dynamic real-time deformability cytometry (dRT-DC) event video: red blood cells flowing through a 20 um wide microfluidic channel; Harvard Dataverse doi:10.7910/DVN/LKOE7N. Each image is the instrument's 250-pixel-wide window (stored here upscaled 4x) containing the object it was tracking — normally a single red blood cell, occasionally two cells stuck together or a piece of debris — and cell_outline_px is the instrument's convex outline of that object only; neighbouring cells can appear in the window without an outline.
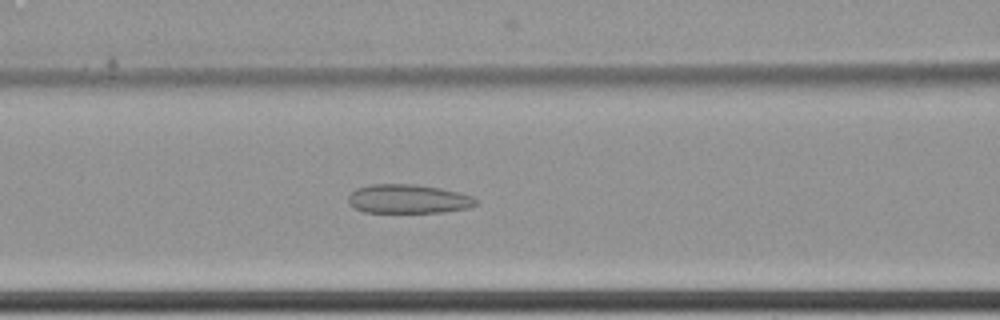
{"species": "common noctule bat (a hibernating species)", "species_latin": "Nyctalus noctula", "temperature_condition": "cold", "stored_images_in_passage": 66, "camera_frame_rate_fps": 3000, "um_per_image_px": 0.085, "animal": {"sex": "female", "body_mass_g": 22.7, "forearm_length_mm": 54.2}, "frame": {"image": 1, "passage_image": 32, "time_ms": 10.333, "image_size_px": [1000, 320], "cell_outline_px": [[480, 200], [476, 204], [468, 208], [444, 212], [364, 212], [352, 208], [348, 204], [348, 196], [356, 188], [372, 184], [412, 184], [440, 188], [460, 192], [472, 196]], "centroid_in_image_um": [34.69, 16.91], "position_along_channel_um": 131.9, "area_um2": 21.73}}
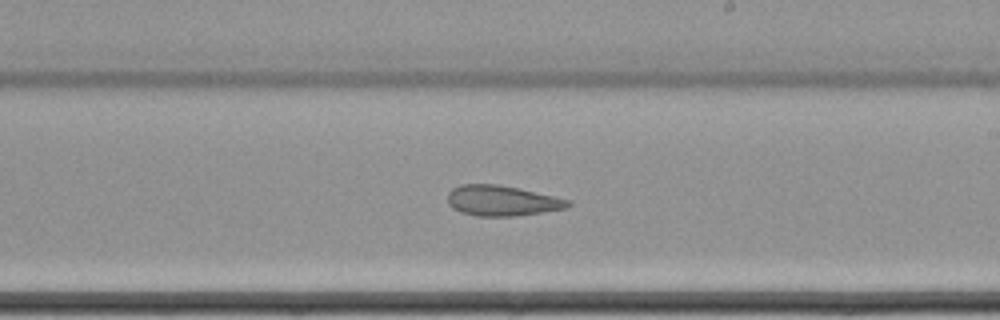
{"frame": {"image": 2, "passage_image": 42, "time_ms": 13.667, "image_size_px": [1000, 320], "cell_outline_px": [[572, 204], [568, 208], [512, 216], [476, 216], [460, 212], [452, 208], [448, 204], [448, 192], [452, 188], [460, 184], [496, 184], [520, 188], [568, 200]], "centroid_in_image_um": [42.61, 17.05], "position_along_channel_um": 246.4, "area_um2": 21.27}}
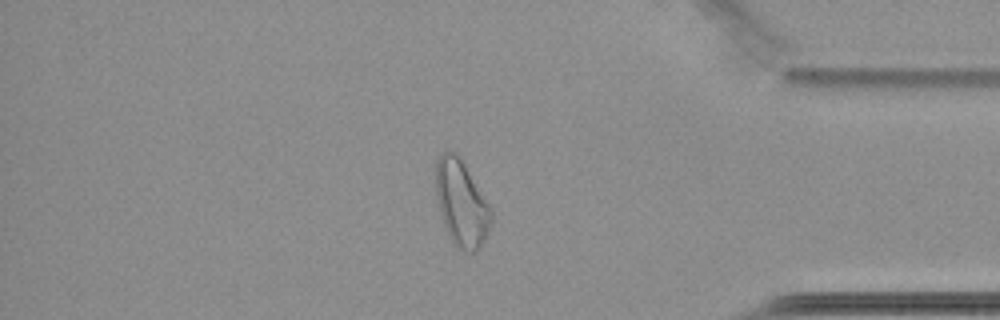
{"frame": {"image": 3, "passage_image": 57, "time_ms": 18.667, "image_size_px": [1000, 320], "cell_outline_px": [[492, 224], [480, 244], [472, 252], [460, 252], [452, 244], [448, 236], [440, 216], [436, 196], [436, 160], [440, 152], [456, 152], [464, 164], [488, 204], [492, 212]], "centroid_in_image_um": [39.18, 17.31], "position_along_channel_um": 396.0, "area_um2": 27.63}, "authors_computed_cell_mechanics": {"area_um2": 28.033, "velocity_mm_per_s": 3.435, "shape_relaxation_time_tau1_ms": null, "shape_relaxation_time_tau2_ms": 2.7897, "deformation_change_tau1": null, "deformation_change_tau2": 0.0841}}